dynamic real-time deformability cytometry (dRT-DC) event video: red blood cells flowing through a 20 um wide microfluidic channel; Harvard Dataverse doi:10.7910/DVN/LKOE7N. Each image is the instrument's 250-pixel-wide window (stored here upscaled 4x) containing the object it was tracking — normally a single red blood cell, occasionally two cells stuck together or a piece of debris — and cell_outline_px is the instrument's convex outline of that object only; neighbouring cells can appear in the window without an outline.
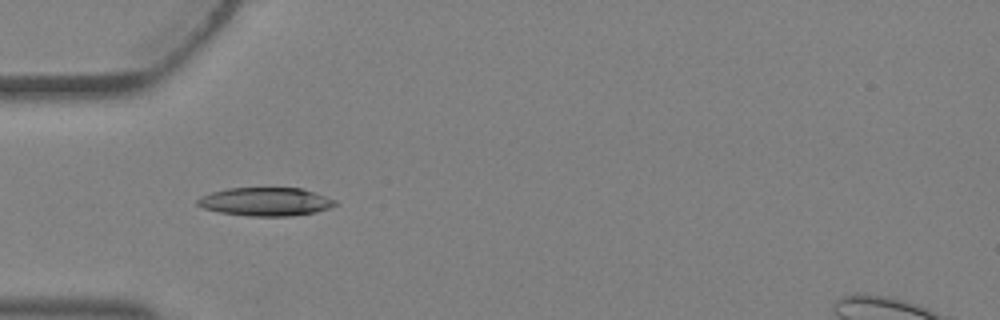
{"species": "Egyptian fruit bat (a non-hibernating species)", "species_latin": "Rousettus aegyptiacus", "temperature_condition": "warm", "stored_images_in_passage": 3, "camera_frame_rate_fps": 3000, "um_per_image_px": 0.085, "animal": {"sex": "female"}, "frame": {"image": 1, "passage_image": 3, "time_ms": 0.667, "image_size_px": [1000, 320], "cell_outline_px": [[336, 204], [328, 208], [316, 212], [288, 216], [248, 216], [220, 212], [204, 208], [196, 204], [196, 200], [200, 196], [212, 192], [228, 188], [300, 188], [336, 200]], "centroid_in_image_um": [22.53, 17.14], "position_along_channel_um": 62.5, "area_um2": 22.54}}